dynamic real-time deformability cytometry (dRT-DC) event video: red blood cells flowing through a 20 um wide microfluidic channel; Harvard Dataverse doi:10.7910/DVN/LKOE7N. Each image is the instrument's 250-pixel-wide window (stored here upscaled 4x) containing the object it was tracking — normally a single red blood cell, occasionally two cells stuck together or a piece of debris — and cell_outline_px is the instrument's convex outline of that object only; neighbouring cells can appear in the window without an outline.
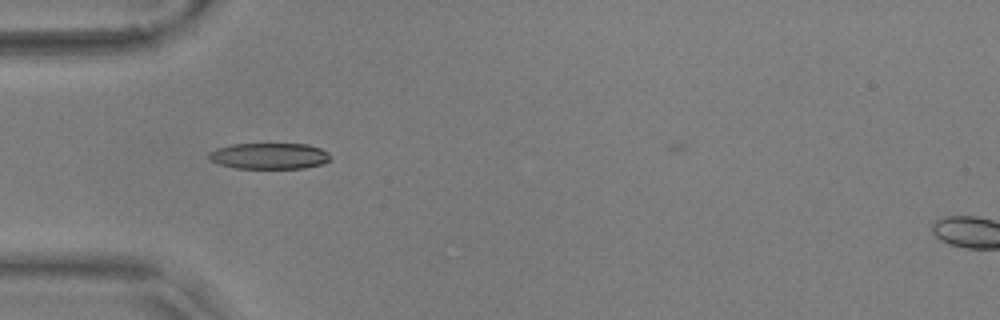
{"species": "common noctule bat (a hibernating species)", "species_latin": "Nyctalus noctula", "temperature_condition": "warm", "stored_images_in_passage": 39, "camera_frame_rate_fps": 3000, "um_per_image_px": 0.085, "animal": {"sex": "male", "body_mass_g": 17.9, "forearm_length_mm": 54.2}, "frame": {"image": 1, "passage_image": 1, "time_ms": 0.0, "image_size_px": [1000, 320], "cell_outline_px": [[328, 160], [324, 164], [304, 168], [236, 168], [220, 164], [212, 160], [208, 156], [208, 152], [216, 148], [232, 144], [308, 144], [320, 148], [328, 152]], "centroid_in_image_um": [22.89, 13.25], "position_along_channel_um": 62.1, "area_um2": 18.38}}
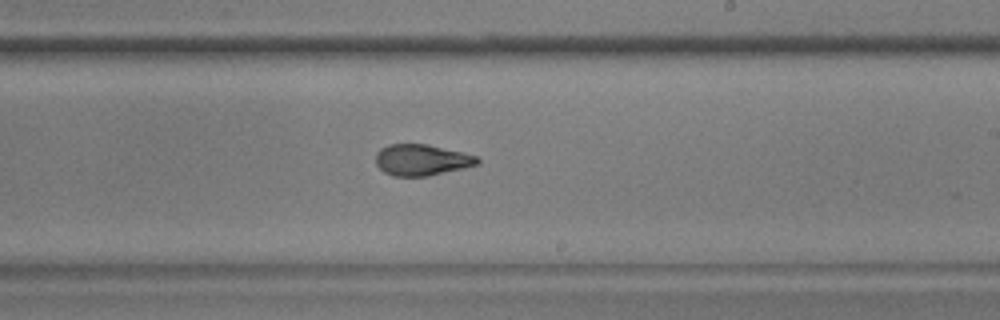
{"frame": {"image": 2, "passage_image": 17, "time_ms": 5.333, "image_size_px": [1000, 320], "cell_outline_px": [[480, 160], [476, 164], [428, 176], [392, 176], [384, 172], [376, 164], [376, 152], [380, 148], [388, 144], [428, 144], [476, 156]], "centroid_in_image_um": [35.76, 13.59], "position_along_channel_um": 253.2, "area_um2": 18.21}}
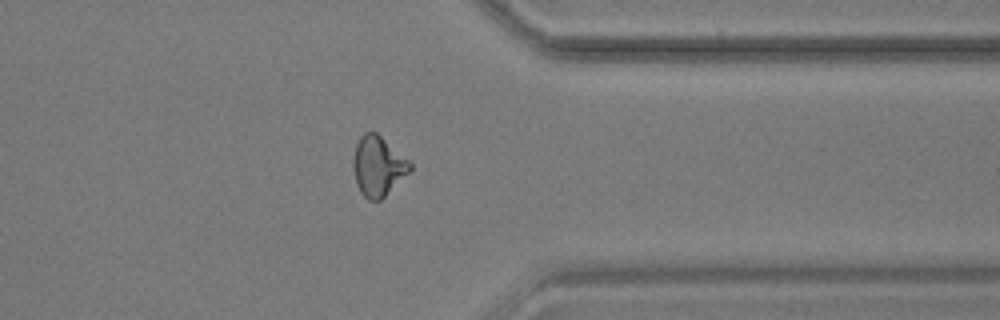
{"frame": {"image": 3, "passage_image": 28, "time_ms": 9.0, "image_size_px": [1000, 320], "cell_outline_px": [[412, 168], [380, 200], [368, 200], [360, 192], [356, 184], [352, 164], [356, 144], [360, 136], [364, 132], [376, 132], [408, 160], [412, 164]], "centroid_in_image_um": [32.09, 14.11], "position_along_channel_um": 379.3, "area_um2": 19.42}, "authors_computed_cell_mechanics": {"area_um2": 18.785, "velocity_mm_per_s": 3.6124, "shape_relaxation_time_tau1_ms": 5.3919, "shape_relaxation_time_tau2_ms": 1.7407, "deformation_change_tau1": 0.1977, "deformation_change_tau2": 0.0937}}